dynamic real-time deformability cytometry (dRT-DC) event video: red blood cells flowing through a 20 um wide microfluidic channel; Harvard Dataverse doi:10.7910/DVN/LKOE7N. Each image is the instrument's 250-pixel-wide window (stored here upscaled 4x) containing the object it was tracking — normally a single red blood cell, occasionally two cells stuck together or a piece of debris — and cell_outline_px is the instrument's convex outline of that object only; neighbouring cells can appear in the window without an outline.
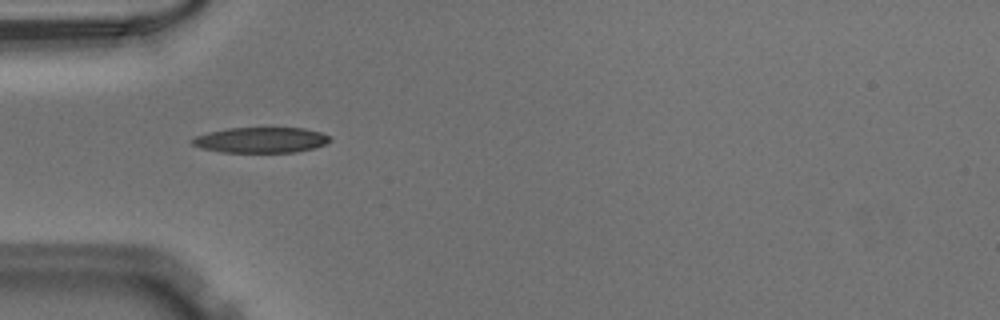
{"species": "Egyptian fruit bat (a non-hibernating species)", "species_latin": "Rousettus aegyptiacus", "temperature_condition": "warm", "stored_images_in_passage": 48, "camera_frame_rate_fps": 3000, "um_per_image_px": 0.085, "animal": {"sex": "male"}, "frame": {"image": 1, "passage_image": 15, "time_ms": 4.667, "image_size_px": [1000, 320], "cell_outline_px": [[332, 140], [324, 144], [312, 148], [296, 152], [220, 152], [200, 148], [192, 144], [188, 140], [196, 136], [208, 132], [228, 128], [304, 128], [320, 132], [328, 136]], "centroid_in_image_um": [22.12, 11.9], "position_along_channel_um": 62.9, "area_um2": 20.46}}
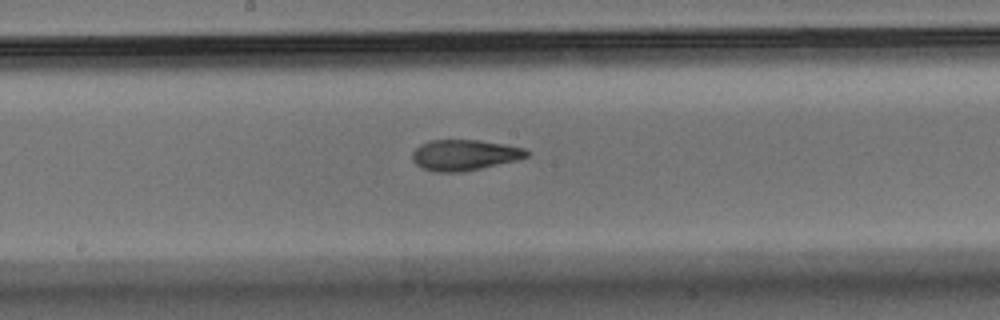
{"frame": {"image": 2, "passage_image": 26, "time_ms": 8.333, "image_size_px": [1000, 320], "cell_outline_px": [[532, 152], [528, 156], [516, 160], [464, 172], [436, 172], [420, 168], [412, 160], [412, 152], [420, 144], [428, 140], [480, 140], [504, 144], [524, 148]], "centroid_in_image_um": [39.46, 13.18], "position_along_channel_um": 208.7, "area_um2": 20.69}}
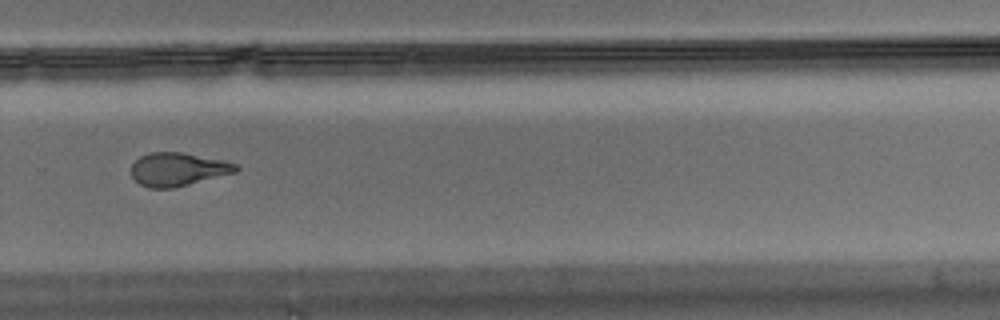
{"frame": {"image": 3, "passage_image": 34, "time_ms": 11.0, "image_size_px": [1000, 320], "cell_outline_px": [[240, 168], [236, 172], [172, 188], [148, 188], [140, 184], [132, 176], [132, 164], [140, 156], [152, 152], [180, 152], [224, 160], [236, 164]], "centroid_in_image_um": [15.12, 14.38], "position_along_channel_um": 314.7, "area_um2": 20.11}}